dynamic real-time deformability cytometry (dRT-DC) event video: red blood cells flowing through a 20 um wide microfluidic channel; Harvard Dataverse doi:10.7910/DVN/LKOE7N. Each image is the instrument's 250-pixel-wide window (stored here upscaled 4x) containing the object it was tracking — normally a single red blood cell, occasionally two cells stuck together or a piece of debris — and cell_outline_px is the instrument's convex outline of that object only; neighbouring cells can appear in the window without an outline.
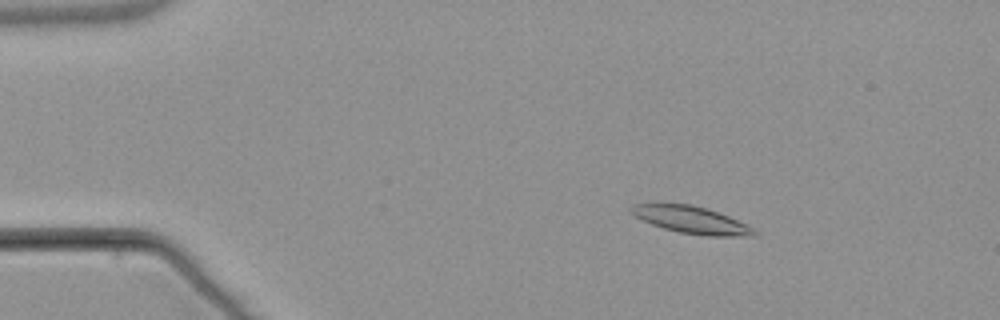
{"species": "common noctule bat (a hibernating species)", "species_latin": "Nyctalus noctula", "temperature_condition": "warm", "stored_images_in_passage": 56, "camera_frame_rate_fps": 3000, "um_per_image_px": 0.085, "animal": {"sex": "male", "body_mass_g": 21.5, "forearm_length_mm": 52.0}, "frame": {"image": 1, "passage_image": 10, "time_ms": 3.0, "image_size_px": [1000, 320], "cell_outline_px": [[760, 232], [756, 236], [704, 236], [680, 232], [664, 228], [652, 224], [628, 212], [628, 208], [636, 204], [692, 204], [728, 216], [748, 224], [756, 228]], "centroid_in_image_um": [58.84, 18.71], "position_along_channel_um": 26.2, "area_um2": 19.42}}
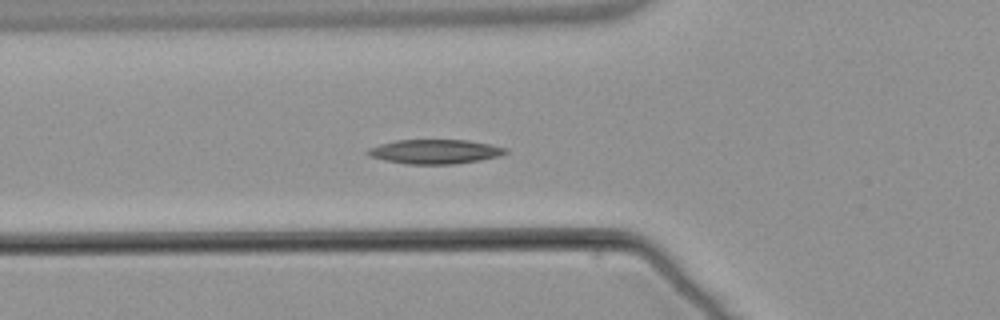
{"frame": {"image": 2, "passage_image": 21, "time_ms": 6.667, "image_size_px": [1000, 320], "cell_outline_px": [[508, 152], [500, 156], [480, 160], [452, 164], [404, 164], [384, 160], [368, 156], [364, 152], [368, 148], [380, 144], [396, 140], [468, 140], [508, 148]], "centroid_in_image_um": [36.94, 12.89], "position_along_channel_um": 88.9, "area_um2": 19.65}}
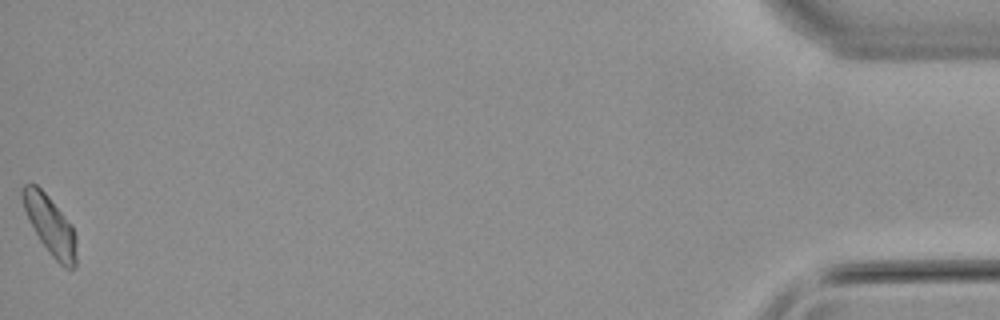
{"frame": {"image": 3, "passage_image": 56, "time_ms": 18.333, "image_size_px": [1000, 320], "cell_outline_px": [[76, 268], [64, 268], [48, 252], [40, 240], [24, 208], [20, 192], [20, 188], [24, 184], [36, 184], [48, 196], [72, 224], [76, 236]], "centroid_in_image_um": [4.28, 19.15], "position_along_channel_um": 430.9, "area_um2": 18.32}}